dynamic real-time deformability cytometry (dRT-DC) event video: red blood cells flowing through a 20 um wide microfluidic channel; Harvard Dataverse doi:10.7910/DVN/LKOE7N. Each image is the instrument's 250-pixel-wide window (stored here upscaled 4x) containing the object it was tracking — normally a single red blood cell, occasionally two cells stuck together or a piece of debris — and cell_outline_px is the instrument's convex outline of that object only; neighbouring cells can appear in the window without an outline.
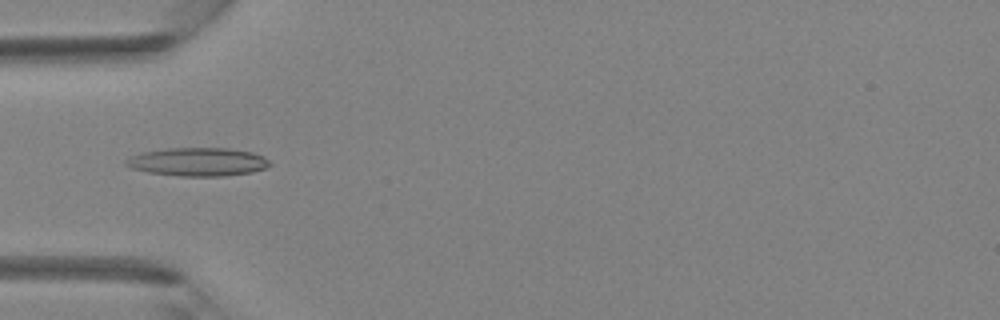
{"species": "Egyptian fruit bat (a non-hibernating species)", "species_latin": "Rousettus aegyptiacus", "temperature_condition": "room temperature", "stored_images_in_passage": 5, "camera_frame_rate_fps": 3000, "um_per_image_px": 0.085, "animal": {"sex": "female"}, "frame": {"image": 1, "passage_image": 4, "time_ms": 3.667, "image_size_px": [1000, 320], "cell_outline_px": [[272, 164], [264, 168], [252, 172], [224, 176], [184, 176], [148, 172], [132, 168], [124, 164], [124, 160], [140, 152], [168, 148], [228, 148], [252, 152], [264, 156]], "centroid_in_image_um": [16.82, 13.75], "position_along_channel_um": 68.2, "area_um2": 23.76}}
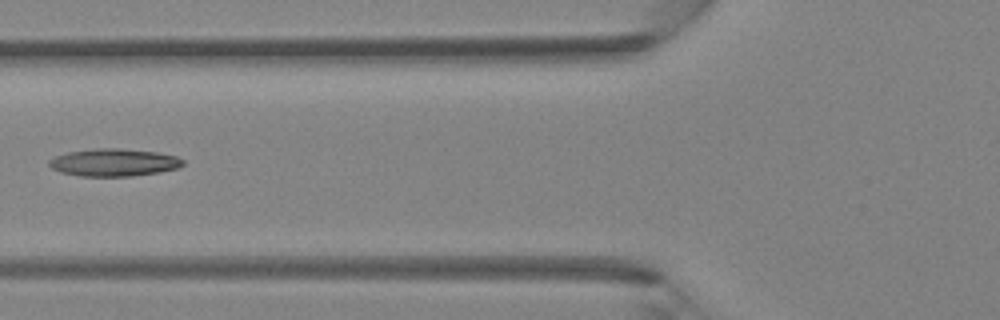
{"frame": {"image": 2, "passage_image": 5, "time_ms": 4.667, "image_size_px": [1000, 320], "cell_outline_px": [[184, 164], [176, 168], [160, 172], [132, 176], [80, 176], [60, 172], [52, 168], [48, 164], [48, 160], [56, 156], [68, 152], [96, 148], [120, 148], [156, 152], [176, 156], [184, 160]], "centroid_in_image_um": [9.67, 13.81], "position_along_channel_um": 116.1, "area_um2": 21.44}}